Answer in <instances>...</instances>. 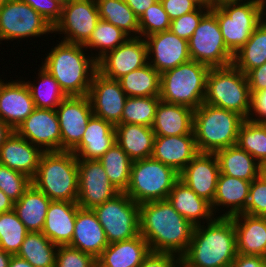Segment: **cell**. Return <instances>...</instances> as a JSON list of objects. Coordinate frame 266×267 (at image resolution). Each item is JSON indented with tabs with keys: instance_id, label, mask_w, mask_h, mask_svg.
Returning a JSON list of instances; mask_svg holds the SVG:
<instances>
[{
	"instance_id": "cell-1",
	"label": "cell",
	"mask_w": 266,
	"mask_h": 267,
	"mask_svg": "<svg viewBox=\"0 0 266 267\" xmlns=\"http://www.w3.org/2000/svg\"><path fill=\"white\" fill-rule=\"evenodd\" d=\"M140 235L153 252L181 257L191 242L194 227L166 200L139 205Z\"/></svg>"
},
{
	"instance_id": "cell-2",
	"label": "cell",
	"mask_w": 266,
	"mask_h": 267,
	"mask_svg": "<svg viewBox=\"0 0 266 267\" xmlns=\"http://www.w3.org/2000/svg\"><path fill=\"white\" fill-rule=\"evenodd\" d=\"M237 254L233 220L215 217L206 226L194 227L191 242L180 257L179 267H231Z\"/></svg>"
},
{
	"instance_id": "cell-3",
	"label": "cell",
	"mask_w": 266,
	"mask_h": 267,
	"mask_svg": "<svg viewBox=\"0 0 266 267\" xmlns=\"http://www.w3.org/2000/svg\"><path fill=\"white\" fill-rule=\"evenodd\" d=\"M83 48L82 44L59 41L41 64L67 97L87 96L93 76L98 71L93 53L87 56Z\"/></svg>"
},
{
	"instance_id": "cell-4",
	"label": "cell",
	"mask_w": 266,
	"mask_h": 267,
	"mask_svg": "<svg viewBox=\"0 0 266 267\" xmlns=\"http://www.w3.org/2000/svg\"><path fill=\"white\" fill-rule=\"evenodd\" d=\"M32 184L51 201L77 202L78 159L72 151H50L41 156Z\"/></svg>"
},
{
	"instance_id": "cell-5",
	"label": "cell",
	"mask_w": 266,
	"mask_h": 267,
	"mask_svg": "<svg viewBox=\"0 0 266 267\" xmlns=\"http://www.w3.org/2000/svg\"><path fill=\"white\" fill-rule=\"evenodd\" d=\"M244 118L238 113L203 103L194 110L193 133L199 153H215L237 144Z\"/></svg>"
},
{
	"instance_id": "cell-6",
	"label": "cell",
	"mask_w": 266,
	"mask_h": 267,
	"mask_svg": "<svg viewBox=\"0 0 266 267\" xmlns=\"http://www.w3.org/2000/svg\"><path fill=\"white\" fill-rule=\"evenodd\" d=\"M210 67L189 60L161 73L160 100L193 110L204 103L206 78Z\"/></svg>"
},
{
	"instance_id": "cell-7",
	"label": "cell",
	"mask_w": 266,
	"mask_h": 267,
	"mask_svg": "<svg viewBox=\"0 0 266 267\" xmlns=\"http://www.w3.org/2000/svg\"><path fill=\"white\" fill-rule=\"evenodd\" d=\"M204 103L238 113L247 119L251 109L248 80L233 64L210 68Z\"/></svg>"
},
{
	"instance_id": "cell-8",
	"label": "cell",
	"mask_w": 266,
	"mask_h": 267,
	"mask_svg": "<svg viewBox=\"0 0 266 267\" xmlns=\"http://www.w3.org/2000/svg\"><path fill=\"white\" fill-rule=\"evenodd\" d=\"M178 180L179 173L175 169L153 157L135 160L125 193L139 205L166 200Z\"/></svg>"
},
{
	"instance_id": "cell-9",
	"label": "cell",
	"mask_w": 266,
	"mask_h": 267,
	"mask_svg": "<svg viewBox=\"0 0 266 267\" xmlns=\"http://www.w3.org/2000/svg\"><path fill=\"white\" fill-rule=\"evenodd\" d=\"M227 49L235 54L263 21L260 0L229 3L212 8Z\"/></svg>"
},
{
	"instance_id": "cell-10",
	"label": "cell",
	"mask_w": 266,
	"mask_h": 267,
	"mask_svg": "<svg viewBox=\"0 0 266 267\" xmlns=\"http://www.w3.org/2000/svg\"><path fill=\"white\" fill-rule=\"evenodd\" d=\"M92 210L102 225L109 244L140 234L139 204L125 192L118 193Z\"/></svg>"
},
{
	"instance_id": "cell-11",
	"label": "cell",
	"mask_w": 266,
	"mask_h": 267,
	"mask_svg": "<svg viewBox=\"0 0 266 267\" xmlns=\"http://www.w3.org/2000/svg\"><path fill=\"white\" fill-rule=\"evenodd\" d=\"M191 60L210 68L232 64L233 54L227 49L216 15L209 10L188 40Z\"/></svg>"
},
{
	"instance_id": "cell-12",
	"label": "cell",
	"mask_w": 266,
	"mask_h": 267,
	"mask_svg": "<svg viewBox=\"0 0 266 267\" xmlns=\"http://www.w3.org/2000/svg\"><path fill=\"white\" fill-rule=\"evenodd\" d=\"M49 33H53V26L27 3L12 0L0 6V41Z\"/></svg>"
},
{
	"instance_id": "cell-13",
	"label": "cell",
	"mask_w": 266,
	"mask_h": 267,
	"mask_svg": "<svg viewBox=\"0 0 266 267\" xmlns=\"http://www.w3.org/2000/svg\"><path fill=\"white\" fill-rule=\"evenodd\" d=\"M99 20L96 0H71L63 5L61 18L53 32L65 35L61 41L84 45Z\"/></svg>"
},
{
	"instance_id": "cell-14",
	"label": "cell",
	"mask_w": 266,
	"mask_h": 267,
	"mask_svg": "<svg viewBox=\"0 0 266 267\" xmlns=\"http://www.w3.org/2000/svg\"><path fill=\"white\" fill-rule=\"evenodd\" d=\"M118 193L99 160L78 159V199L82 209H93Z\"/></svg>"
},
{
	"instance_id": "cell-15",
	"label": "cell",
	"mask_w": 266,
	"mask_h": 267,
	"mask_svg": "<svg viewBox=\"0 0 266 267\" xmlns=\"http://www.w3.org/2000/svg\"><path fill=\"white\" fill-rule=\"evenodd\" d=\"M61 131V151H72L81 141L93 115L88 96L66 97L55 109Z\"/></svg>"
},
{
	"instance_id": "cell-16",
	"label": "cell",
	"mask_w": 266,
	"mask_h": 267,
	"mask_svg": "<svg viewBox=\"0 0 266 267\" xmlns=\"http://www.w3.org/2000/svg\"><path fill=\"white\" fill-rule=\"evenodd\" d=\"M148 63L147 44L142 37H129L123 44L108 52L98 62V72L118 80Z\"/></svg>"
},
{
	"instance_id": "cell-17",
	"label": "cell",
	"mask_w": 266,
	"mask_h": 267,
	"mask_svg": "<svg viewBox=\"0 0 266 267\" xmlns=\"http://www.w3.org/2000/svg\"><path fill=\"white\" fill-rule=\"evenodd\" d=\"M93 115L114 126L121 122V115L127 100L118 80L109 79L98 71L94 74L88 92Z\"/></svg>"
},
{
	"instance_id": "cell-18",
	"label": "cell",
	"mask_w": 266,
	"mask_h": 267,
	"mask_svg": "<svg viewBox=\"0 0 266 267\" xmlns=\"http://www.w3.org/2000/svg\"><path fill=\"white\" fill-rule=\"evenodd\" d=\"M14 131L44 152L61 151V131L56 110L35 108Z\"/></svg>"
},
{
	"instance_id": "cell-19",
	"label": "cell",
	"mask_w": 266,
	"mask_h": 267,
	"mask_svg": "<svg viewBox=\"0 0 266 267\" xmlns=\"http://www.w3.org/2000/svg\"><path fill=\"white\" fill-rule=\"evenodd\" d=\"M144 39L148 63L160 74L190 60L188 41L171 30L154 33Z\"/></svg>"
},
{
	"instance_id": "cell-20",
	"label": "cell",
	"mask_w": 266,
	"mask_h": 267,
	"mask_svg": "<svg viewBox=\"0 0 266 267\" xmlns=\"http://www.w3.org/2000/svg\"><path fill=\"white\" fill-rule=\"evenodd\" d=\"M219 174L216 155L214 153H198L179 173V179L199 197L212 204Z\"/></svg>"
},
{
	"instance_id": "cell-21",
	"label": "cell",
	"mask_w": 266,
	"mask_h": 267,
	"mask_svg": "<svg viewBox=\"0 0 266 267\" xmlns=\"http://www.w3.org/2000/svg\"><path fill=\"white\" fill-rule=\"evenodd\" d=\"M31 92L25 81L8 83L0 79V117L15 130L35 109Z\"/></svg>"
},
{
	"instance_id": "cell-22",
	"label": "cell",
	"mask_w": 266,
	"mask_h": 267,
	"mask_svg": "<svg viewBox=\"0 0 266 267\" xmlns=\"http://www.w3.org/2000/svg\"><path fill=\"white\" fill-rule=\"evenodd\" d=\"M43 153L40 147L13 131L0 147V164L33 179Z\"/></svg>"
},
{
	"instance_id": "cell-23",
	"label": "cell",
	"mask_w": 266,
	"mask_h": 267,
	"mask_svg": "<svg viewBox=\"0 0 266 267\" xmlns=\"http://www.w3.org/2000/svg\"><path fill=\"white\" fill-rule=\"evenodd\" d=\"M68 245L95 259H98L109 245L104 229L92 209L77 210L73 238Z\"/></svg>"
},
{
	"instance_id": "cell-24",
	"label": "cell",
	"mask_w": 266,
	"mask_h": 267,
	"mask_svg": "<svg viewBox=\"0 0 266 267\" xmlns=\"http://www.w3.org/2000/svg\"><path fill=\"white\" fill-rule=\"evenodd\" d=\"M199 153L194 134L155 136L152 157L180 173Z\"/></svg>"
},
{
	"instance_id": "cell-25",
	"label": "cell",
	"mask_w": 266,
	"mask_h": 267,
	"mask_svg": "<svg viewBox=\"0 0 266 267\" xmlns=\"http://www.w3.org/2000/svg\"><path fill=\"white\" fill-rule=\"evenodd\" d=\"M116 143L115 126L92 115L80 143L72 150L77 159H99Z\"/></svg>"
},
{
	"instance_id": "cell-26",
	"label": "cell",
	"mask_w": 266,
	"mask_h": 267,
	"mask_svg": "<svg viewBox=\"0 0 266 267\" xmlns=\"http://www.w3.org/2000/svg\"><path fill=\"white\" fill-rule=\"evenodd\" d=\"M230 218L235 225L237 253L266 258V217L241 213Z\"/></svg>"
},
{
	"instance_id": "cell-27",
	"label": "cell",
	"mask_w": 266,
	"mask_h": 267,
	"mask_svg": "<svg viewBox=\"0 0 266 267\" xmlns=\"http://www.w3.org/2000/svg\"><path fill=\"white\" fill-rule=\"evenodd\" d=\"M77 202L51 201L46 213L42 233L56 245H68L74 232Z\"/></svg>"
},
{
	"instance_id": "cell-28",
	"label": "cell",
	"mask_w": 266,
	"mask_h": 267,
	"mask_svg": "<svg viewBox=\"0 0 266 267\" xmlns=\"http://www.w3.org/2000/svg\"><path fill=\"white\" fill-rule=\"evenodd\" d=\"M251 182L240 178L219 174L216 192L211 204L214 215L217 207L228 208L226 212L216 217H233L245 213ZM227 206V207H226Z\"/></svg>"
},
{
	"instance_id": "cell-29",
	"label": "cell",
	"mask_w": 266,
	"mask_h": 267,
	"mask_svg": "<svg viewBox=\"0 0 266 267\" xmlns=\"http://www.w3.org/2000/svg\"><path fill=\"white\" fill-rule=\"evenodd\" d=\"M167 200L193 226L205 224L214 219L215 215L212 211L211 204L199 197L180 179L173 186Z\"/></svg>"
},
{
	"instance_id": "cell-30",
	"label": "cell",
	"mask_w": 266,
	"mask_h": 267,
	"mask_svg": "<svg viewBox=\"0 0 266 267\" xmlns=\"http://www.w3.org/2000/svg\"><path fill=\"white\" fill-rule=\"evenodd\" d=\"M194 110L160 100L152 130L155 136H179L193 133Z\"/></svg>"
},
{
	"instance_id": "cell-31",
	"label": "cell",
	"mask_w": 266,
	"mask_h": 267,
	"mask_svg": "<svg viewBox=\"0 0 266 267\" xmlns=\"http://www.w3.org/2000/svg\"><path fill=\"white\" fill-rule=\"evenodd\" d=\"M150 252L149 244L139 234L109 244L97 259V267H139Z\"/></svg>"
},
{
	"instance_id": "cell-32",
	"label": "cell",
	"mask_w": 266,
	"mask_h": 267,
	"mask_svg": "<svg viewBox=\"0 0 266 267\" xmlns=\"http://www.w3.org/2000/svg\"><path fill=\"white\" fill-rule=\"evenodd\" d=\"M221 174L252 182L265 168L237 144L214 153Z\"/></svg>"
},
{
	"instance_id": "cell-33",
	"label": "cell",
	"mask_w": 266,
	"mask_h": 267,
	"mask_svg": "<svg viewBox=\"0 0 266 267\" xmlns=\"http://www.w3.org/2000/svg\"><path fill=\"white\" fill-rule=\"evenodd\" d=\"M116 143L132 161L152 157L155 133L152 127L139 124H117Z\"/></svg>"
},
{
	"instance_id": "cell-34",
	"label": "cell",
	"mask_w": 266,
	"mask_h": 267,
	"mask_svg": "<svg viewBox=\"0 0 266 267\" xmlns=\"http://www.w3.org/2000/svg\"><path fill=\"white\" fill-rule=\"evenodd\" d=\"M51 200L33 184L14 203L13 210L29 232H42Z\"/></svg>"
},
{
	"instance_id": "cell-35",
	"label": "cell",
	"mask_w": 266,
	"mask_h": 267,
	"mask_svg": "<svg viewBox=\"0 0 266 267\" xmlns=\"http://www.w3.org/2000/svg\"><path fill=\"white\" fill-rule=\"evenodd\" d=\"M266 62V21H262L249 40L235 54L232 64L243 74Z\"/></svg>"
},
{
	"instance_id": "cell-36",
	"label": "cell",
	"mask_w": 266,
	"mask_h": 267,
	"mask_svg": "<svg viewBox=\"0 0 266 267\" xmlns=\"http://www.w3.org/2000/svg\"><path fill=\"white\" fill-rule=\"evenodd\" d=\"M127 97L160 96L161 74L149 63L118 79Z\"/></svg>"
},
{
	"instance_id": "cell-37",
	"label": "cell",
	"mask_w": 266,
	"mask_h": 267,
	"mask_svg": "<svg viewBox=\"0 0 266 267\" xmlns=\"http://www.w3.org/2000/svg\"><path fill=\"white\" fill-rule=\"evenodd\" d=\"M57 248L42 232H29L17 256L33 267H55Z\"/></svg>"
},
{
	"instance_id": "cell-38",
	"label": "cell",
	"mask_w": 266,
	"mask_h": 267,
	"mask_svg": "<svg viewBox=\"0 0 266 267\" xmlns=\"http://www.w3.org/2000/svg\"><path fill=\"white\" fill-rule=\"evenodd\" d=\"M96 3L101 20L115 25L129 37H140L138 17L124 0H96Z\"/></svg>"
},
{
	"instance_id": "cell-39",
	"label": "cell",
	"mask_w": 266,
	"mask_h": 267,
	"mask_svg": "<svg viewBox=\"0 0 266 267\" xmlns=\"http://www.w3.org/2000/svg\"><path fill=\"white\" fill-rule=\"evenodd\" d=\"M108 176L110 183L119 192H125L130 180L133 161L126 152L115 143L104 155L98 159Z\"/></svg>"
},
{
	"instance_id": "cell-40",
	"label": "cell",
	"mask_w": 266,
	"mask_h": 267,
	"mask_svg": "<svg viewBox=\"0 0 266 267\" xmlns=\"http://www.w3.org/2000/svg\"><path fill=\"white\" fill-rule=\"evenodd\" d=\"M38 71L39 73H37V79L38 82L40 81L38 85L33 81L25 82L30 89L35 107L55 110L67 96L49 72H47L42 66Z\"/></svg>"
},
{
	"instance_id": "cell-41",
	"label": "cell",
	"mask_w": 266,
	"mask_h": 267,
	"mask_svg": "<svg viewBox=\"0 0 266 267\" xmlns=\"http://www.w3.org/2000/svg\"><path fill=\"white\" fill-rule=\"evenodd\" d=\"M237 145L266 169V124L244 119L238 131Z\"/></svg>"
},
{
	"instance_id": "cell-42",
	"label": "cell",
	"mask_w": 266,
	"mask_h": 267,
	"mask_svg": "<svg viewBox=\"0 0 266 267\" xmlns=\"http://www.w3.org/2000/svg\"><path fill=\"white\" fill-rule=\"evenodd\" d=\"M129 36L115 25L104 20H99L96 28L93 30L90 39L83 45L93 50L97 49L98 54L93 55V58L98 62L108 52L123 44Z\"/></svg>"
},
{
	"instance_id": "cell-43",
	"label": "cell",
	"mask_w": 266,
	"mask_h": 267,
	"mask_svg": "<svg viewBox=\"0 0 266 267\" xmlns=\"http://www.w3.org/2000/svg\"><path fill=\"white\" fill-rule=\"evenodd\" d=\"M159 96L127 97L119 124H139L152 127Z\"/></svg>"
},
{
	"instance_id": "cell-44",
	"label": "cell",
	"mask_w": 266,
	"mask_h": 267,
	"mask_svg": "<svg viewBox=\"0 0 266 267\" xmlns=\"http://www.w3.org/2000/svg\"><path fill=\"white\" fill-rule=\"evenodd\" d=\"M28 233L14 210L0 214V249L11 255H17Z\"/></svg>"
},
{
	"instance_id": "cell-45",
	"label": "cell",
	"mask_w": 266,
	"mask_h": 267,
	"mask_svg": "<svg viewBox=\"0 0 266 267\" xmlns=\"http://www.w3.org/2000/svg\"><path fill=\"white\" fill-rule=\"evenodd\" d=\"M140 37L170 30V19L161 1H156L138 18Z\"/></svg>"
},
{
	"instance_id": "cell-46",
	"label": "cell",
	"mask_w": 266,
	"mask_h": 267,
	"mask_svg": "<svg viewBox=\"0 0 266 267\" xmlns=\"http://www.w3.org/2000/svg\"><path fill=\"white\" fill-rule=\"evenodd\" d=\"M32 179L0 164V189L15 203L31 186Z\"/></svg>"
},
{
	"instance_id": "cell-47",
	"label": "cell",
	"mask_w": 266,
	"mask_h": 267,
	"mask_svg": "<svg viewBox=\"0 0 266 267\" xmlns=\"http://www.w3.org/2000/svg\"><path fill=\"white\" fill-rule=\"evenodd\" d=\"M245 214L266 217V169L251 182Z\"/></svg>"
},
{
	"instance_id": "cell-48",
	"label": "cell",
	"mask_w": 266,
	"mask_h": 267,
	"mask_svg": "<svg viewBox=\"0 0 266 267\" xmlns=\"http://www.w3.org/2000/svg\"><path fill=\"white\" fill-rule=\"evenodd\" d=\"M55 267H97V259L69 245H59Z\"/></svg>"
},
{
	"instance_id": "cell-49",
	"label": "cell",
	"mask_w": 266,
	"mask_h": 267,
	"mask_svg": "<svg viewBox=\"0 0 266 267\" xmlns=\"http://www.w3.org/2000/svg\"><path fill=\"white\" fill-rule=\"evenodd\" d=\"M209 10L205 7H198L196 10L172 20L170 30L178 37L188 41L198 27L202 17Z\"/></svg>"
},
{
	"instance_id": "cell-50",
	"label": "cell",
	"mask_w": 266,
	"mask_h": 267,
	"mask_svg": "<svg viewBox=\"0 0 266 267\" xmlns=\"http://www.w3.org/2000/svg\"><path fill=\"white\" fill-rule=\"evenodd\" d=\"M31 6L53 27L59 21L63 5L57 0H20Z\"/></svg>"
},
{
	"instance_id": "cell-51",
	"label": "cell",
	"mask_w": 266,
	"mask_h": 267,
	"mask_svg": "<svg viewBox=\"0 0 266 267\" xmlns=\"http://www.w3.org/2000/svg\"><path fill=\"white\" fill-rule=\"evenodd\" d=\"M180 257L171 253L151 251L139 267H179Z\"/></svg>"
},
{
	"instance_id": "cell-52",
	"label": "cell",
	"mask_w": 266,
	"mask_h": 267,
	"mask_svg": "<svg viewBox=\"0 0 266 267\" xmlns=\"http://www.w3.org/2000/svg\"><path fill=\"white\" fill-rule=\"evenodd\" d=\"M170 21L196 10L199 6L192 0H162Z\"/></svg>"
},
{
	"instance_id": "cell-53",
	"label": "cell",
	"mask_w": 266,
	"mask_h": 267,
	"mask_svg": "<svg viewBox=\"0 0 266 267\" xmlns=\"http://www.w3.org/2000/svg\"><path fill=\"white\" fill-rule=\"evenodd\" d=\"M247 119L266 124V89L251 94V109Z\"/></svg>"
},
{
	"instance_id": "cell-54",
	"label": "cell",
	"mask_w": 266,
	"mask_h": 267,
	"mask_svg": "<svg viewBox=\"0 0 266 267\" xmlns=\"http://www.w3.org/2000/svg\"><path fill=\"white\" fill-rule=\"evenodd\" d=\"M250 93L266 89V62L246 74Z\"/></svg>"
},
{
	"instance_id": "cell-55",
	"label": "cell",
	"mask_w": 266,
	"mask_h": 267,
	"mask_svg": "<svg viewBox=\"0 0 266 267\" xmlns=\"http://www.w3.org/2000/svg\"><path fill=\"white\" fill-rule=\"evenodd\" d=\"M231 267H266V258L263 256L237 254Z\"/></svg>"
},
{
	"instance_id": "cell-56",
	"label": "cell",
	"mask_w": 266,
	"mask_h": 267,
	"mask_svg": "<svg viewBox=\"0 0 266 267\" xmlns=\"http://www.w3.org/2000/svg\"><path fill=\"white\" fill-rule=\"evenodd\" d=\"M139 18L143 12L158 0H124Z\"/></svg>"
},
{
	"instance_id": "cell-57",
	"label": "cell",
	"mask_w": 266,
	"mask_h": 267,
	"mask_svg": "<svg viewBox=\"0 0 266 267\" xmlns=\"http://www.w3.org/2000/svg\"><path fill=\"white\" fill-rule=\"evenodd\" d=\"M14 202L0 189V214L13 210Z\"/></svg>"
},
{
	"instance_id": "cell-58",
	"label": "cell",
	"mask_w": 266,
	"mask_h": 267,
	"mask_svg": "<svg viewBox=\"0 0 266 267\" xmlns=\"http://www.w3.org/2000/svg\"><path fill=\"white\" fill-rule=\"evenodd\" d=\"M14 130L4 121L0 120V147Z\"/></svg>"
},
{
	"instance_id": "cell-59",
	"label": "cell",
	"mask_w": 266,
	"mask_h": 267,
	"mask_svg": "<svg viewBox=\"0 0 266 267\" xmlns=\"http://www.w3.org/2000/svg\"><path fill=\"white\" fill-rule=\"evenodd\" d=\"M9 267H33L27 260L18 257L17 255H12Z\"/></svg>"
},
{
	"instance_id": "cell-60",
	"label": "cell",
	"mask_w": 266,
	"mask_h": 267,
	"mask_svg": "<svg viewBox=\"0 0 266 267\" xmlns=\"http://www.w3.org/2000/svg\"><path fill=\"white\" fill-rule=\"evenodd\" d=\"M11 256V254L0 249V267H9Z\"/></svg>"
},
{
	"instance_id": "cell-61",
	"label": "cell",
	"mask_w": 266,
	"mask_h": 267,
	"mask_svg": "<svg viewBox=\"0 0 266 267\" xmlns=\"http://www.w3.org/2000/svg\"><path fill=\"white\" fill-rule=\"evenodd\" d=\"M248 0H211L212 8L221 7L222 5L229 4V3H241Z\"/></svg>"
},
{
	"instance_id": "cell-62",
	"label": "cell",
	"mask_w": 266,
	"mask_h": 267,
	"mask_svg": "<svg viewBox=\"0 0 266 267\" xmlns=\"http://www.w3.org/2000/svg\"><path fill=\"white\" fill-rule=\"evenodd\" d=\"M194 1L199 7H205L207 9H212L211 0H192Z\"/></svg>"
},
{
	"instance_id": "cell-63",
	"label": "cell",
	"mask_w": 266,
	"mask_h": 267,
	"mask_svg": "<svg viewBox=\"0 0 266 267\" xmlns=\"http://www.w3.org/2000/svg\"><path fill=\"white\" fill-rule=\"evenodd\" d=\"M262 5L263 20L266 21V0H260Z\"/></svg>"
},
{
	"instance_id": "cell-64",
	"label": "cell",
	"mask_w": 266,
	"mask_h": 267,
	"mask_svg": "<svg viewBox=\"0 0 266 267\" xmlns=\"http://www.w3.org/2000/svg\"><path fill=\"white\" fill-rule=\"evenodd\" d=\"M59 3H61L62 5H66L68 2H70L71 0H57Z\"/></svg>"
},
{
	"instance_id": "cell-65",
	"label": "cell",
	"mask_w": 266,
	"mask_h": 267,
	"mask_svg": "<svg viewBox=\"0 0 266 267\" xmlns=\"http://www.w3.org/2000/svg\"><path fill=\"white\" fill-rule=\"evenodd\" d=\"M12 1V0H0V6L4 5L5 3Z\"/></svg>"
}]
</instances>
